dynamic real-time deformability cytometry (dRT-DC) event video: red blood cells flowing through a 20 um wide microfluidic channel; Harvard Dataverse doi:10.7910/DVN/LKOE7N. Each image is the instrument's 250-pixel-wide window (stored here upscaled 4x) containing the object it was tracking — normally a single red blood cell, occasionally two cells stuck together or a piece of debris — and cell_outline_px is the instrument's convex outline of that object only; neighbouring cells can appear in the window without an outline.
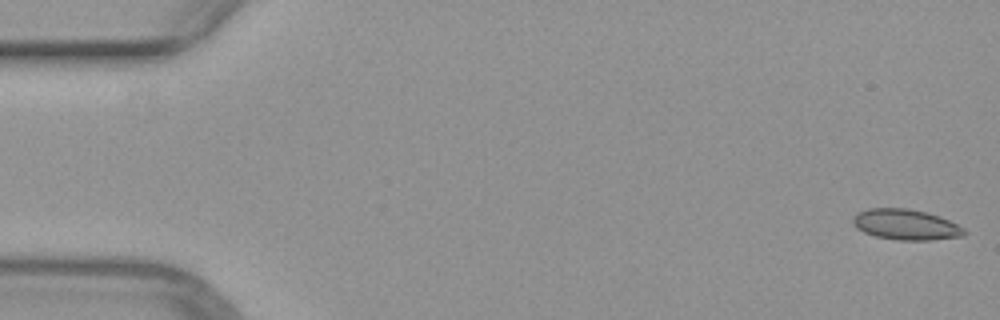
{"species": "common noctule bat (a hibernating species)", "species_latin": "Nyctalus noctula", "temperature_condition": "warm", "stored_images_in_passage": 51, "camera_frame_rate_fps": 3000, "um_per_image_px": 0.085, "animal": {"sex": "female", "body_mass_g": 29.2, "forearm_length_mm": 56.3}, "frame": {"image": 1, "passage_image": 1, "time_ms": 0.0, "image_size_px": [1000, 320], "cell_outline_px": [[968, 232], [964, 236], [932, 240], [900, 240], [876, 236], [864, 232], [856, 228], [852, 224], [852, 216], [856, 212], [868, 208], [908, 208], [940, 216], [964, 228]], "centroid_in_image_um": [76.97, 19.08], "position_along_channel_um": 8.0, "area_um2": 20.0}}
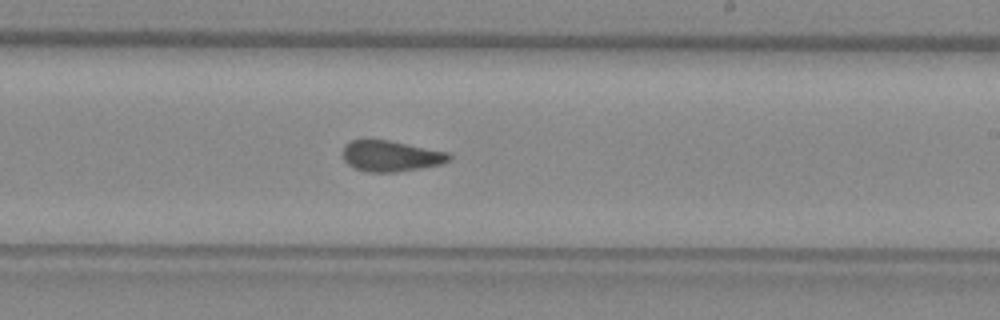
{"frame": {"image": 2, "passage_image": 30, "time_ms": 9.667, "image_size_px": [1000, 320], "cell_outline_px": [[452, 160], [444, 164], [396, 172], [364, 172], [352, 168], [344, 160], [344, 144], [352, 140], [388, 140], [448, 152], [452, 156]], "centroid_in_image_um": [33.24, 13.28], "position_along_channel_um": 255.8, "area_um2": 19.25}}
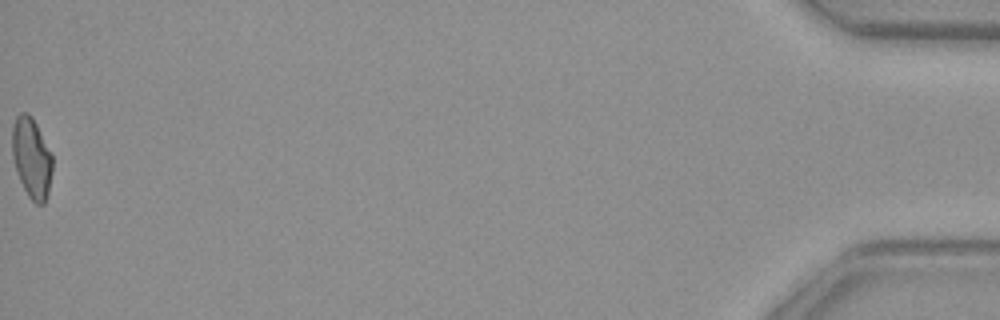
{"frame": {"image": 3, "passage_image": 51, "time_ms": 16.667, "image_size_px": [1000, 320], "cell_outline_px": [[52, 172], [48, 192], [44, 204], [36, 204], [28, 196], [20, 180], [12, 156], [12, 124], [16, 116], [20, 112], [28, 112], [32, 116], [52, 156]], "centroid_in_image_um": [2.67, 13.4], "position_along_channel_um": 432.5, "area_um2": 18.73}}